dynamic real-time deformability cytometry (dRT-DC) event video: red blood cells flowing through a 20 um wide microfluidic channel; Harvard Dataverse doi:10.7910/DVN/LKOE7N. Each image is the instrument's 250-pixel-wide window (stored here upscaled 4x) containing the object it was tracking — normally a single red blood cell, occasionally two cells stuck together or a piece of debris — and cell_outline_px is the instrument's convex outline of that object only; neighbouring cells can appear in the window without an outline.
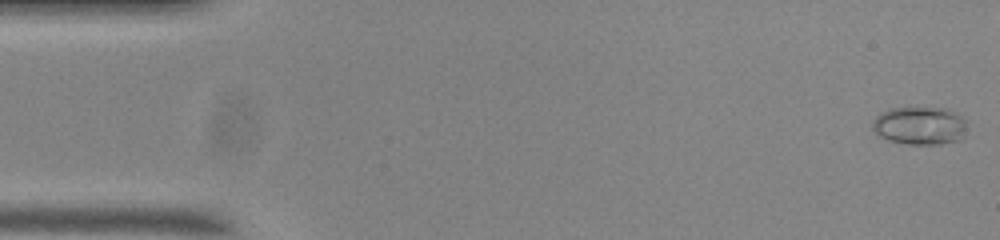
{"species": "common noctule bat (a hibernating species)", "species_latin": "Nyctalus noctula", "temperature_condition": "room temperature", "stored_images_in_passage": 54, "camera_frame_rate_fps": 3000, "um_per_image_px": 0.085, "animal": {"sex": "male", "body_mass_g": 20.0, "forearm_length_mm": 53.3}, "frame": {"image": 1, "passage_image": 1, "time_ms": 0.0, "image_size_px": [1000, 240], "cell_outline_px": [[968, 120], [960, 140], [940, 144], [908, 144], [888, 140], [880, 136], [872, 128], [872, 120], [880, 112], [892, 108], [944, 108]], "centroid_in_image_um": [78.16, 10.68], "position_along_channel_um": 6.8, "area_um2": 20.87}}
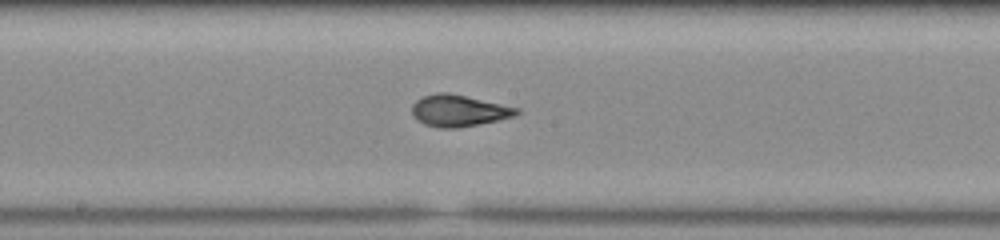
{"frame": {"image": 2, "passage_image": 28, "time_ms": 9.0, "image_size_px": [1000, 240], "cell_outline_px": [[520, 112], [516, 116], [456, 128], [440, 128], [424, 124], [412, 116], [412, 104], [416, 100], [424, 96], [436, 92], [448, 92], [520, 108]], "centroid_in_image_um": [38.97, 9.4], "position_along_channel_um": 209.2, "area_um2": 19.19}}
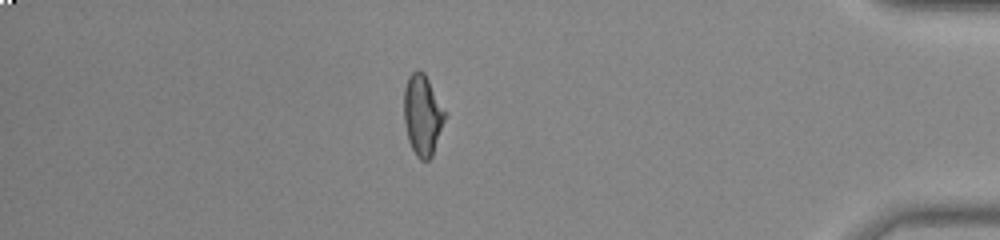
{"frame": {"image": 3, "passage_image": 47, "time_ms": 15.333, "image_size_px": [1000, 240], "cell_outline_px": [[444, 120], [432, 156], [428, 160], [420, 160], [416, 156], [408, 140], [404, 124], [404, 88], [408, 76], [416, 68], [420, 68], [424, 72], [444, 112]], "centroid_in_image_um": [35.86, 9.76], "position_along_channel_um": 399.3, "area_um2": 18.9}, "authors_computed_cell_mechanics": {"area_um2": 19.1896, "velocity_mm_per_s": 3.711, "shape_relaxation_time_tau1_ms": 5.9919, "shape_relaxation_time_tau2_ms": 1.4023, "deformation_change_tau1": 0.2017, "deformation_change_tau2": 0.0688}}